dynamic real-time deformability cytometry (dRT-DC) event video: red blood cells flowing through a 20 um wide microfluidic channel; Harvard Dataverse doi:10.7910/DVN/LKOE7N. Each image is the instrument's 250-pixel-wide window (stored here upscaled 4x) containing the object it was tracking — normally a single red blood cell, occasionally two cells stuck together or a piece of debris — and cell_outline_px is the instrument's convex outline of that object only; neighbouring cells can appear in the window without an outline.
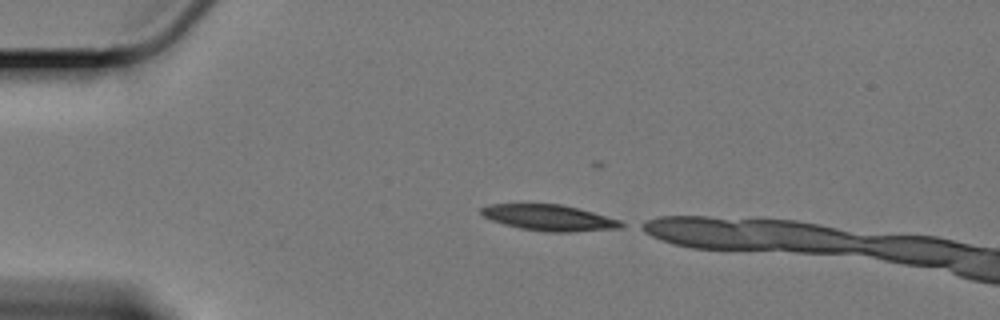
{"species": "Egyptian fruit bat (a non-hibernating species)", "species_latin": "Rousettus aegyptiacus", "temperature_condition": "cold", "stored_images_in_passage": 10, "camera_frame_rate_fps": 3000, "um_per_image_px": 0.085, "animal": {"sex": "female"}, "frame": {"image": 1, "passage_image": 1, "time_ms": 0.0, "image_size_px": [1000, 320], "cell_outline_px": [[628, 224], [624, 228], [568, 232], [544, 232], [520, 228], [504, 224], [492, 220], [484, 216], [480, 212], [480, 208], [488, 204], [560, 204], [592, 212], [620, 220]], "centroid_in_image_um": [46.71, 18.51], "position_along_channel_um": 38.3, "area_um2": 21.21}}
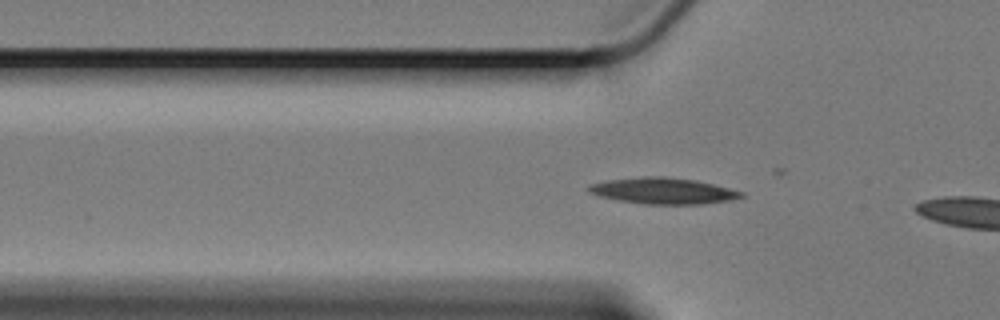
{"frame": {"image": 2, "passage_image": 7, "time_ms": 2.0, "image_size_px": [1000, 320], "cell_outline_px": [[744, 196], [732, 200], [700, 204], [644, 204], [620, 200], [600, 196], [588, 192], [588, 184], [608, 180], [644, 176], [664, 176], [696, 180], [744, 192]], "centroid_in_image_um": [56.36, 16.22], "position_along_channel_um": 69.4, "area_um2": 23.18}}